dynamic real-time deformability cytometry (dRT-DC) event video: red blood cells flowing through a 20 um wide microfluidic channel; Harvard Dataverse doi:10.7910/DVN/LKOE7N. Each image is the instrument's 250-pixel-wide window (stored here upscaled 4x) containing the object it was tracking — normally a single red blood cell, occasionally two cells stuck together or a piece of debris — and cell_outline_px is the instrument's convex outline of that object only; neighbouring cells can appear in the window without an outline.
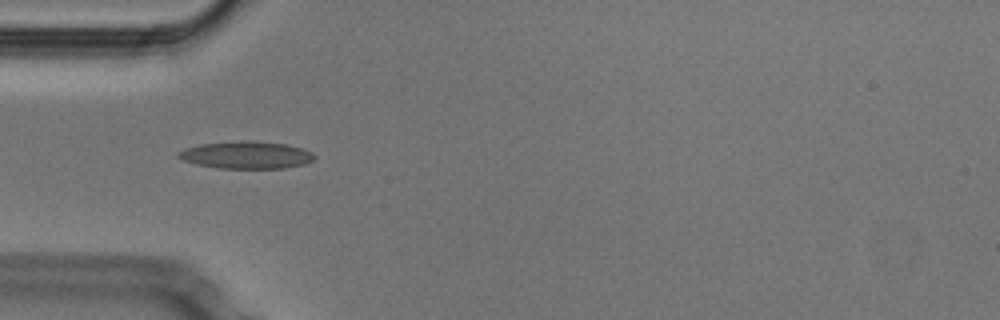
{"species": "Egyptian fruit bat (a non-hibernating species)", "species_latin": "Rousettus aegyptiacus", "temperature_condition": "cold", "stored_images_in_passage": 40, "camera_frame_rate_fps": 3000, "um_per_image_px": 0.085, "animal": {"sex": "male"}, "frame": {"image": 1, "passage_image": 6, "time_ms": 1.667, "image_size_px": [1000, 320], "cell_outline_px": [[316, 156], [312, 160], [304, 164], [284, 168], [216, 168], [196, 164], [184, 160], [176, 156], [176, 152], [184, 148], [200, 144], [240, 140], [252, 140], [288, 144], [312, 152]], "centroid_in_image_um": [20.9, 13.16], "position_along_channel_um": 64.1, "area_um2": 21.85}}
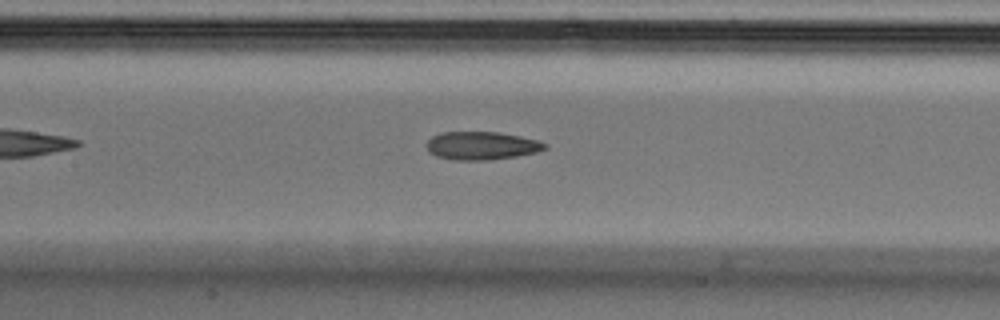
{"frame": {"image": 2, "passage_image": 14, "time_ms": 4.333, "image_size_px": [1000, 320], "cell_outline_px": [[548, 148], [536, 152], [516, 156], [488, 160], [452, 160], [436, 156], [428, 152], [428, 140], [432, 136], [440, 132], [496, 132], [520, 136], [540, 140], [548, 144]], "centroid_in_image_um": [40.96, 12.38], "position_along_channel_um": 166.4, "area_um2": 19.48}}
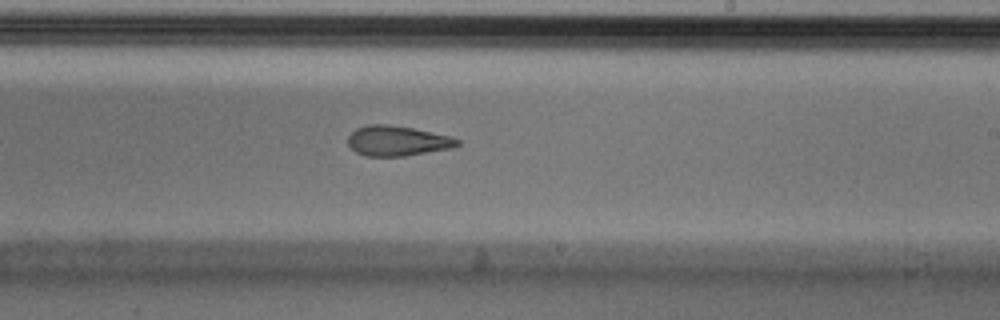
{"frame": {"image": 3, "passage_image": 21, "time_ms": 6.667, "image_size_px": [1000, 320], "cell_outline_px": [[460, 144], [452, 148], [404, 156], [364, 156], [356, 152], [348, 144], [348, 136], [356, 128], [368, 124], [388, 124], [412, 128], [452, 136], [460, 140]], "centroid_in_image_um": [33.78, 11.97], "position_along_channel_um": 255.2, "area_um2": 19.25}, "authors_computed_cell_mechanics": {"area_um2": 20.4323, "velocity_mm_per_s": 3.8181, "shape_relaxation_time_tau1_ms": null, "shape_relaxation_time_tau2_ms": 2.4806, "deformation_change_tau1": null, "deformation_change_tau2": 0.1115}}